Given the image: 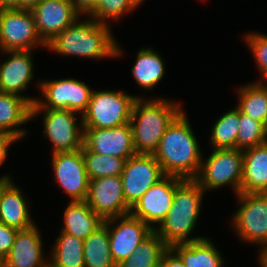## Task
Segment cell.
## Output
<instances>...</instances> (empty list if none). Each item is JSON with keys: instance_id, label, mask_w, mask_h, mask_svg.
<instances>
[{"instance_id": "obj_1", "label": "cell", "mask_w": 267, "mask_h": 267, "mask_svg": "<svg viewBox=\"0 0 267 267\" xmlns=\"http://www.w3.org/2000/svg\"><path fill=\"white\" fill-rule=\"evenodd\" d=\"M185 112H181L160 139L154 157L165 175L195 179L200 171L201 151Z\"/></svg>"}, {"instance_id": "obj_2", "label": "cell", "mask_w": 267, "mask_h": 267, "mask_svg": "<svg viewBox=\"0 0 267 267\" xmlns=\"http://www.w3.org/2000/svg\"><path fill=\"white\" fill-rule=\"evenodd\" d=\"M92 20H76L47 44V48L65 56L91 58L116 57L122 52L109 26Z\"/></svg>"}, {"instance_id": "obj_3", "label": "cell", "mask_w": 267, "mask_h": 267, "mask_svg": "<svg viewBox=\"0 0 267 267\" xmlns=\"http://www.w3.org/2000/svg\"><path fill=\"white\" fill-rule=\"evenodd\" d=\"M203 193L195 179H181L176 184L172 206L159 228L154 229L168 247L205 238H188L199 217Z\"/></svg>"}, {"instance_id": "obj_4", "label": "cell", "mask_w": 267, "mask_h": 267, "mask_svg": "<svg viewBox=\"0 0 267 267\" xmlns=\"http://www.w3.org/2000/svg\"><path fill=\"white\" fill-rule=\"evenodd\" d=\"M182 111L178 103L160 98L145 101L138 97L130 119L136 153L154 154L165 131Z\"/></svg>"}, {"instance_id": "obj_5", "label": "cell", "mask_w": 267, "mask_h": 267, "mask_svg": "<svg viewBox=\"0 0 267 267\" xmlns=\"http://www.w3.org/2000/svg\"><path fill=\"white\" fill-rule=\"evenodd\" d=\"M138 96L122 91H94L80 123L83 128H113L130 123L133 104Z\"/></svg>"}, {"instance_id": "obj_6", "label": "cell", "mask_w": 267, "mask_h": 267, "mask_svg": "<svg viewBox=\"0 0 267 267\" xmlns=\"http://www.w3.org/2000/svg\"><path fill=\"white\" fill-rule=\"evenodd\" d=\"M243 152L236 148L214 149L204 162L195 180L206 191L232 185L236 194L241 192Z\"/></svg>"}, {"instance_id": "obj_7", "label": "cell", "mask_w": 267, "mask_h": 267, "mask_svg": "<svg viewBox=\"0 0 267 267\" xmlns=\"http://www.w3.org/2000/svg\"><path fill=\"white\" fill-rule=\"evenodd\" d=\"M37 44L47 47L38 34L31 11L0 10V49L4 51H32Z\"/></svg>"}, {"instance_id": "obj_8", "label": "cell", "mask_w": 267, "mask_h": 267, "mask_svg": "<svg viewBox=\"0 0 267 267\" xmlns=\"http://www.w3.org/2000/svg\"><path fill=\"white\" fill-rule=\"evenodd\" d=\"M242 204L233 216L238 236L261 247L267 245V193H238Z\"/></svg>"}, {"instance_id": "obj_9", "label": "cell", "mask_w": 267, "mask_h": 267, "mask_svg": "<svg viewBox=\"0 0 267 267\" xmlns=\"http://www.w3.org/2000/svg\"><path fill=\"white\" fill-rule=\"evenodd\" d=\"M42 111L44 112V133L52 142L53 154L82 149L83 124L76 123L77 112L68 109H31V118Z\"/></svg>"}, {"instance_id": "obj_10", "label": "cell", "mask_w": 267, "mask_h": 267, "mask_svg": "<svg viewBox=\"0 0 267 267\" xmlns=\"http://www.w3.org/2000/svg\"><path fill=\"white\" fill-rule=\"evenodd\" d=\"M39 87L46 100H36L31 109H68L83 114L93 92L88 85L72 78L45 80Z\"/></svg>"}, {"instance_id": "obj_11", "label": "cell", "mask_w": 267, "mask_h": 267, "mask_svg": "<svg viewBox=\"0 0 267 267\" xmlns=\"http://www.w3.org/2000/svg\"><path fill=\"white\" fill-rule=\"evenodd\" d=\"M120 176L125 200L132 207L165 174L153 154H136L125 161Z\"/></svg>"}, {"instance_id": "obj_12", "label": "cell", "mask_w": 267, "mask_h": 267, "mask_svg": "<svg viewBox=\"0 0 267 267\" xmlns=\"http://www.w3.org/2000/svg\"><path fill=\"white\" fill-rule=\"evenodd\" d=\"M117 220L120 223L112 228ZM104 224L108 227L111 256L116 265L129 258L139 244L154 231L131 213L106 219Z\"/></svg>"}, {"instance_id": "obj_13", "label": "cell", "mask_w": 267, "mask_h": 267, "mask_svg": "<svg viewBox=\"0 0 267 267\" xmlns=\"http://www.w3.org/2000/svg\"><path fill=\"white\" fill-rule=\"evenodd\" d=\"M85 202L103 220L129 214L121 176H106L90 180Z\"/></svg>"}, {"instance_id": "obj_14", "label": "cell", "mask_w": 267, "mask_h": 267, "mask_svg": "<svg viewBox=\"0 0 267 267\" xmlns=\"http://www.w3.org/2000/svg\"><path fill=\"white\" fill-rule=\"evenodd\" d=\"M182 178L165 175L153 184L142 197L131 207L130 213L151 226L153 223L159 225L165 219L170 210L175 194V186Z\"/></svg>"}, {"instance_id": "obj_15", "label": "cell", "mask_w": 267, "mask_h": 267, "mask_svg": "<svg viewBox=\"0 0 267 267\" xmlns=\"http://www.w3.org/2000/svg\"><path fill=\"white\" fill-rule=\"evenodd\" d=\"M83 146L94 153L125 160L137 154L130 123L105 129L83 128Z\"/></svg>"}, {"instance_id": "obj_16", "label": "cell", "mask_w": 267, "mask_h": 267, "mask_svg": "<svg viewBox=\"0 0 267 267\" xmlns=\"http://www.w3.org/2000/svg\"><path fill=\"white\" fill-rule=\"evenodd\" d=\"M56 182L63 187L71 201H85L90 179L85 168L82 149L74 152H57L52 155Z\"/></svg>"}, {"instance_id": "obj_17", "label": "cell", "mask_w": 267, "mask_h": 267, "mask_svg": "<svg viewBox=\"0 0 267 267\" xmlns=\"http://www.w3.org/2000/svg\"><path fill=\"white\" fill-rule=\"evenodd\" d=\"M31 12L38 34L46 45L81 15L69 0H41Z\"/></svg>"}, {"instance_id": "obj_18", "label": "cell", "mask_w": 267, "mask_h": 267, "mask_svg": "<svg viewBox=\"0 0 267 267\" xmlns=\"http://www.w3.org/2000/svg\"><path fill=\"white\" fill-rule=\"evenodd\" d=\"M42 245L35 225L18 230L11 251L4 257V267H49L43 257Z\"/></svg>"}, {"instance_id": "obj_19", "label": "cell", "mask_w": 267, "mask_h": 267, "mask_svg": "<svg viewBox=\"0 0 267 267\" xmlns=\"http://www.w3.org/2000/svg\"><path fill=\"white\" fill-rule=\"evenodd\" d=\"M20 189L8 175L0 177V222L17 230L34 225L29 209Z\"/></svg>"}, {"instance_id": "obj_20", "label": "cell", "mask_w": 267, "mask_h": 267, "mask_svg": "<svg viewBox=\"0 0 267 267\" xmlns=\"http://www.w3.org/2000/svg\"><path fill=\"white\" fill-rule=\"evenodd\" d=\"M32 51H4L10 58L0 65V92L19 93L25 91L33 79Z\"/></svg>"}, {"instance_id": "obj_21", "label": "cell", "mask_w": 267, "mask_h": 267, "mask_svg": "<svg viewBox=\"0 0 267 267\" xmlns=\"http://www.w3.org/2000/svg\"><path fill=\"white\" fill-rule=\"evenodd\" d=\"M36 100L31 97L0 92V132L15 136L18 140L25 136V130L17 127L31 120V105Z\"/></svg>"}, {"instance_id": "obj_22", "label": "cell", "mask_w": 267, "mask_h": 267, "mask_svg": "<svg viewBox=\"0 0 267 267\" xmlns=\"http://www.w3.org/2000/svg\"><path fill=\"white\" fill-rule=\"evenodd\" d=\"M242 193H267V142L242 150Z\"/></svg>"}, {"instance_id": "obj_23", "label": "cell", "mask_w": 267, "mask_h": 267, "mask_svg": "<svg viewBox=\"0 0 267 267\" xmlns=\"http://www.w3.org/2000/svg\"><path fill=\"white\" fill-rule=\"evenodd\" d=\"M64 224L61 232L85 240L104 220L85 201H71L64 212Z\"/></svg>"}, {"instance_id": "obj_24", "label": "cell", "mask_w": 267, "mask_h": 267, "mask_svg": "<svg viewBox=\"0 0 267 267\" xmlns=\"http://www.w3.org/2000/svg\"><path fill=\"white\" fill-rule=\"evenodd\" d=\"M171 248L180 256L185 267H222L223 259L210 239L176 243Z\"/></svg>"}, {"instance_id": "obj_25", "label": "cell", "mask_w": 267, "mask_h": 267, "mask_svg": "<svg viewBox=\"0 0 267 267\" xmlns=\"http://www.w3.org/2000/svg\"><path fill=\"white\" fill-rule=\"evenodd\" d=\"M83 254L84 267H117L111 256L109 231L105 224L84 240Z\"/></svg>"}, {"instance_id": "obj_26", "label": "cell", "mask_w": 267, "mask_h": 267, "mask_svg": "<svg viewBox=\"0 0 267 267\" xmlns=\"http://www.w3.org/2000/svg\"><path fill=\"white\" fill-rule=\"evenodd\" d=\"M152 48L140 49L132 74L137 84L147 89H152L165 74L164 62Z\"/></svg>"}, {"instance_id": "obj_27", "label": "cell", "mask_w": 267, "mask_h": 267, "mask_svg": "<svg viewBox=\"0 0 267 267\" xmlns=\"http://www.w3.org/2000/svg\"><path fill=\"white\" fill-rule=\"evenodd\" d=\"M54 244L49 267H84V240L61 232Z\"/></svg>"}, {"instance_id": "obj_28", "label": "cell", "mask_w": 267, "mask_h": 267, "mask_svg": "<svg viewBox=\"0 0 267 267\" xmlns=\"http://www.w3.org/2000/svg\"><path fill=\"white\" fill-rule=\"evenodd\" d=\"M238 92L240 102L237 108L267 127V84L264 85L259 80L245 85Z\"/></svg>"}, {"instance_id": "obj_29", "label": "cell", "mask_w": 267, "mask_h": 267, "mask_svg": "<svg viewBox=\"0 0 267 267\" xmlns=\"http://www.w3.org/2000/svg\"><path fill=\"white\" fill-rule=\"evenodd\" d=\"M168 246L162 238L153 231L144 239L133 254L122 261L117 267H157Z\"/></svg>"}, {"instance_id": "obj_30", "label": "cell", "mask_w": 267, "mask_h": 267, "mask_svg": "<svg viewBox=\"0 0 267 267\" xmlns=\"http://www.w3.org/2000/svg\"><path fill=\"white\" fill-rule=\"evenodd\" d=\"M82 155L90 180L106 176H120L126 161L116 156L94 153L84 146H82Z\"/></svg>"}, {"instance_id": "obj_31", "label": "cell", "mask_w": 267, "mask_h": 267, "mask_svg": "<svg viewBox=\"0 0 267 267\" xmlns=\"http://www.w3.org/2000/svg\"><path fill=\"white\" fill-rule=\"evenodd\" d=\"M240 110L235 107L218 118L213 125L210 144L213 149L236 148V138L240 126Z\"/></svg>"}, {"instance_id": "obj_32", "label": "cell", "mask_w": 267, "mask_h": 267, "mask_svg": "<svg viewBox=\"0 0 267 267\" xmlns=\"http://www.w3.org/2000/svg\"><path fill=\"white\" fill-rule=\"evenodd\" d=\"M239 121L236 149L245 150L267 142V127L263 123L252 119L241 111Z\"/></svg>"}, {"instance_id": "obj_33", "label": "cell", "mask_w": 267, "mask_h": 267, "mask_svg": "<svg viewBox=\"0 0 267 267\" xmlns=\"http://www.w3.org/2000/svg\"><path fill=\"white\" fill-rule=\"evenodd\" d=\"M139 5L137 0H96L94 8L87 15L99 23L107 24L106 19H117Z\"/></svg>"}, {"instance_id": "obj_34", "label": "cell", "mask_w": 267, "mask_h": 267, "mask_svg": "<svg viewBox=\"0 0 267 267\" xmlns=\"http://www.w3.org/2000/svg\"><path fill=\"white\" fill-rule=\"evenodd\" d=\"M245 40L251 49L260 73L267 77V35L261 33L248 34Z\"/></svg>"}, {"instance_id": "obj_35", "label": "cell", "mask_w": 267, "mask_h": 267, "mask_svg": "<svg viewBox=\"0 0 267 267\" xmlns=\"http://www.w3.org/2000/svg\"><path fill=\"white\" fill-rule=\"evenodd\" d=\"M18 230L0 222V255L4 258L14 244Z\"/></svg>"}, {"instance_id": "obj_36", "label": "cell", "mask_w": 267, "mask_h": 267, "mask_svg": "<svg viewBox=\"0 0 267 267\" xmlns=\"http://www.w3.org/2000/svg\"><path fill=\"white\" fill-rule=\"evenodd\" d=\"M161 265L163 267H185L180 256L171 247H168L164 252Z\"/></svg>"}, {"instance_id": "obj_37", "label": "cell", "mask_w": 267, "mask_h": 267, "mask_svg": "<svg viewBox=\"0 0 267 267\" xmlns=\"http://www.w3.org/2000/svg\"><path fill=\"white\" fill-rule=\"evenodd\" d=\"M18 139L8 133L0 132V166L6 160L8 155V148L11 143H14Z\"/></svg>"}, {"instance_id": "obj_38", "label": "cell", "mask_w": 267, "mask_h": 267, "mask_svg": "<svg viewBox=\"0 0 267 267\" xmlns=\"http://www.w3.org/2000/svg\"><path fill=\"white\" fill-rule=\"evenodd\" d=\"M80 14H88L95 6L96 0H69Z\"/></svg>"}, {"instance_id": "obj_39", "label": "cell", "mask_w": 267, "mask_h": 267, "mask_svg": "<svg viewBox=\"0 0 267 267\" xmlns=\"http://www.w3.org/2000/svg\"><path fill=\"white\" fill-rule=\"evenodd\" d=\"M41 0H19V9L31 11Z\"/></svg>"}, {"instance_id": "obj_40", "label": "cell", "mask_w": 267, "mask_h": 267, "mask_svg": "<svg viewBox=\"0 0 267 267\" xmlns=\"http://www.w3.org/2000/svg\"><path fill=\"white\" fill-rule=\"evenodd\" d=\"M1 9H19V0H0Z\"/></svg>"}, {"instance_id": "obj_41", "label": "cell", "mask_w": 267, "mask_h": 267, "mask_svg": "<svg viewBox=\"0 0 267 267\" xmlns=\"http://www.w3.org/2000/svg\"><path fill=\"white\" fill-rule=\"evenodd\" d=\"M259 262L261 267H267V245L260 248Z\"/></svg>"}, {"instance_id": "obj_42", "label": "cell", "mask_w": 267, "mask_h": 267, "mask_svg": "<svg viewBox=\"0 0 267 267\" xmlns=\"http://www.w3.org/2000/svg\"><path fill=\"white\" fill-rule=\"evenodd\" d=\"M0 267H4V258L0 255Z\"/></svg>"}]
</instances>
